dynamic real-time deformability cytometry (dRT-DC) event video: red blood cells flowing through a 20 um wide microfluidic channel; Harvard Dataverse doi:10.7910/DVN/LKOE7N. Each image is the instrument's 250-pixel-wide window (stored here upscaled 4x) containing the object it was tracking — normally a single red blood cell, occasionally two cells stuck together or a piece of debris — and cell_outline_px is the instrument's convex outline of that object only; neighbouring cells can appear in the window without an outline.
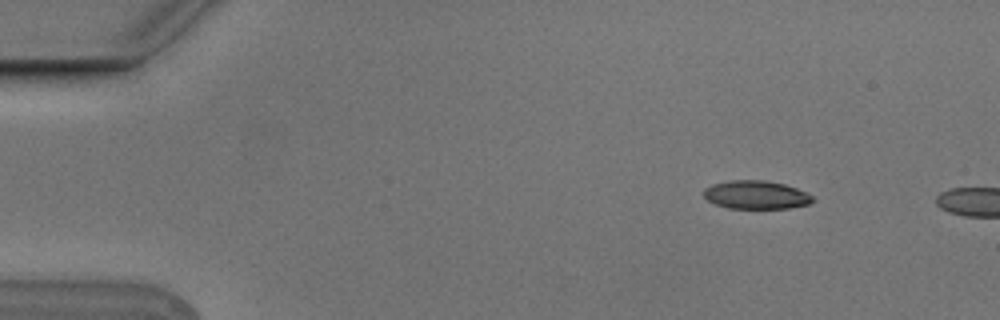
{"species": "Egyptian fruit bat (a non-hibernating species)", "species_latin": "Rousettus aegyptiacus", "temperature_condition": "cold", "stored_images_in_passage": 3, "camera_frame_rate_fps": 3000, "um_per_image_px": 0.085, "animal": {"sex": "male"}, "frame": {"image": 1, "passage_image": 2, "time_ms": 0.333, "image_size_px": [1000, 320], "cell_outline_px": [[812, 200], [808, 204], [788, 208], [728, 208], [716, 204], [708, 200], [704, 196], [704, 188], [712, 184], [732, 180], [764, 180], [784, 184], [808, 192], [812, 196]], "centroid_in_image_um": [64.25, 16.55], "position_along_channel_um": 20.7, "area_um2": 17.86}}